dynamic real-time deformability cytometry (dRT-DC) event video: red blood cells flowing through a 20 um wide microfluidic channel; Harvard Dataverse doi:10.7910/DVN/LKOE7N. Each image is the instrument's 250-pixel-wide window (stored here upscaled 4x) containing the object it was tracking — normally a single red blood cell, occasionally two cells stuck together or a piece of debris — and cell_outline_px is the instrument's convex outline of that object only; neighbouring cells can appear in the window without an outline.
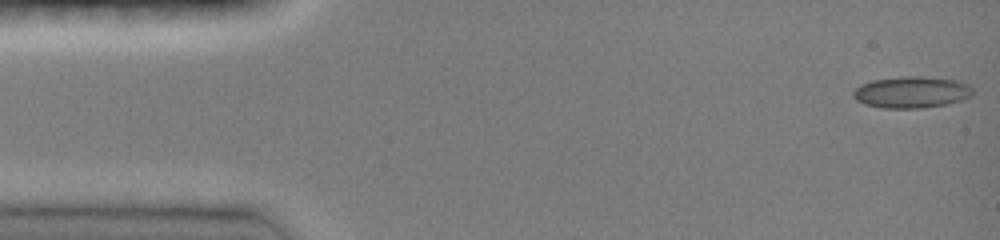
{"species": "common noctule bat (a hibernating species)", "species_latin": "Nyctalus noctula", "temperature_condition": "room temperature", "stored_images_in_passage": 47, "camera_frame_rate_fps": 3000, "um_per_image_px": 0.085, "animal": {"sex": "female", "body_mass_g": 19.0, "forearm_length_mm": 51.5}, "frame": {"image": 1, "passage_image": 1, "time_ms": 0.0, "image_size_px": [1000, 240], "cell_outline_px": [[972, 96], [960, 100], [944, 104], [920, 108], [884, 108], [864, 104], [856, 100], [852, 96], [852, 92], [860, 84], [872, 80], [904, 76], [920, 76], [956, 80], [968, 84], [972, 88]], "centroid_in_image_um": [77.44, 7.83], "position_along_channel_um": 7.6, "area_um2": 21.91}}
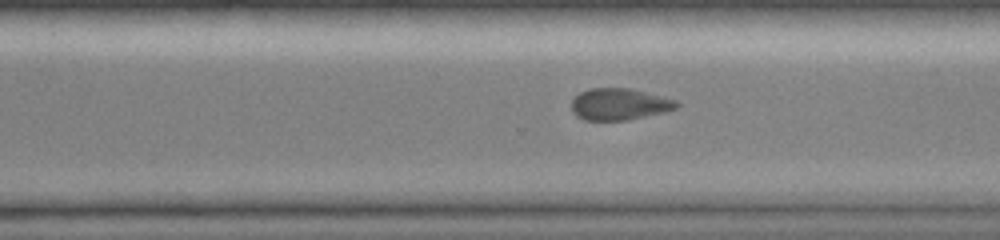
{"frame": {"image": 2, "passage_image": 33, "time_ms": 10.667, "image_size_px": [1000, 240], "cell_outline_px": [[680, 104], [676, 108], [664, 112], [628, 120], [584, 120], [576, 116], [572, 112], [572, 100], [580, 92], [588, 88], [632, 88], [676, 100]], "centroid_in_image_um": [52.63, 8.85], "position_along_channel_um": 318.0, "area_um2": 19.48}}
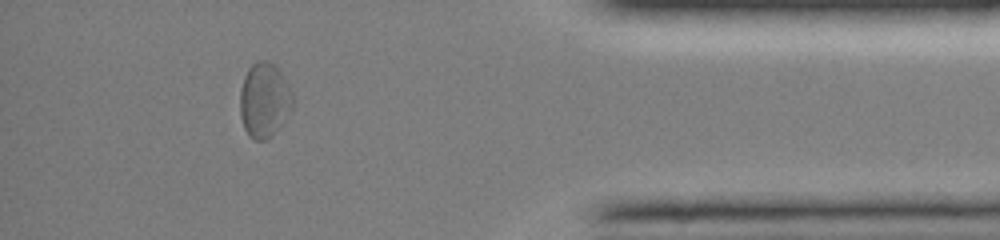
{"frame": {"image": 3, "passage_image": 42, "time_ms": 13.667, "image_size_px": [1000, 240], "cell_outline_px": [[292, 108], [276, 128], [264, 140], [252, 140], [248, 136], [244, 128], [240, 116], [240, 92], [244, 76], [248, 68], [256, 60], [268, 60], [276, 64], [288, 84], [292, 92]], "centroid_in_image_um": [22.43, 8.45], "position_along_channel_um": 412.8, "area_um2": 22.77}, "authors_computed_cell_mechanics": {"area_um2": 20.23, "velocity_mm_per_s": 4.02, "shape_relaxation_time_tau1_ms": 6.0178, "shape_relaxation_time_tau2_ms": 3.5309, "deformation_change_tau1": 0.1093, "deformation_change_tau2": 0.0781}}